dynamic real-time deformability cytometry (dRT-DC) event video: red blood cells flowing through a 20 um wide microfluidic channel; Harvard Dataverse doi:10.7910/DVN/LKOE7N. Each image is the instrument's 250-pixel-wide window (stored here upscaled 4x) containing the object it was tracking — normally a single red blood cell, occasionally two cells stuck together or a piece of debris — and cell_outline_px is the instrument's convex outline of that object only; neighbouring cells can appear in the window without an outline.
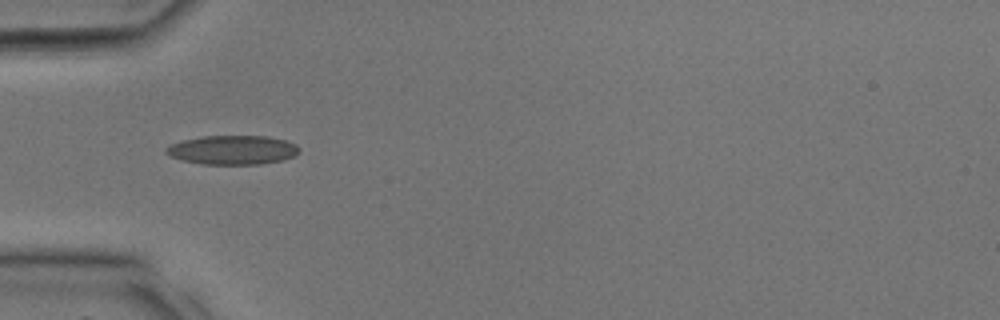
{"species": "common noctule bat (a hibernating species)", "species_latin": "Nyctalus noctula", "temperature_condition": "room temperature", "stored_images_in_passage": 31, "camera_frame_rate_fps": 3000, "um_per_image_px": 0.085, "animal": {"sex": "male", "body_mass_g": 17.9, "forearm_length_mm": 54.2}, "frame": {"image": 1, "passage_image": 10, "time_ms": 3.0, "image_size_px": [1000, 320], "cell_outline_px": [[300, 148], [292, 156], [284, 160], [260, 164], [204, 164], [184, 160], [172, 156], [164, 152], [164, 148], [172, 144], [184, 140], [204, 136], [268, 136], [284, 140], [296, 144]], "centroid_in_image_um": [19.78, 12.74], "position_along_channel_um": 65.2, "area_um2": 22.31}}
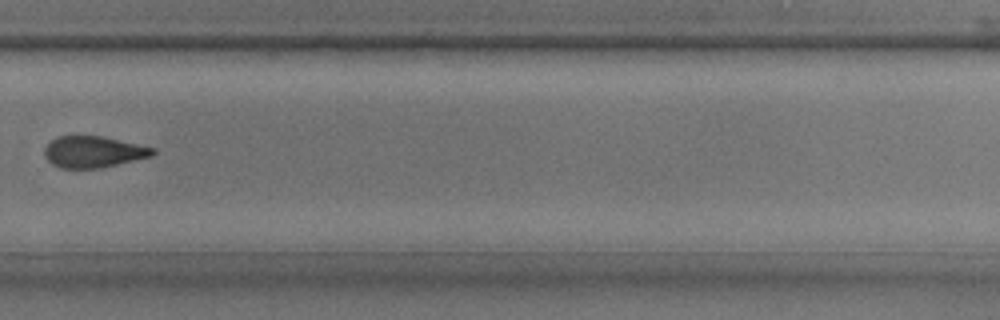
{"frame": {"image": 2, "passage_image": 22, "time_ms": 7.0, "image_size_px": [1000, 320], "cell_outline_px": [[156, 152], [152, 156], [100, 168], [60, 168], [52, 164], [44, 156], [44, 148], [56, 136], [104, 136], [156, 148]], "centroid_in_image_um": [7.94, 12.9], "position_along_channel_um": 321.9, "area_um2": 19.88}}
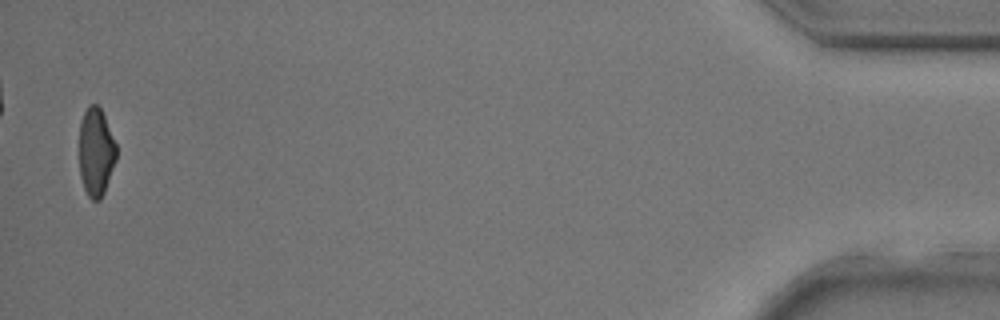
{"frame": {"image": 3, "passage_image": 31, "time_ms": 10.0, "image_size_px": [1000, 320], "cell_outline_px": [[116, 160], [104, 192], [100, 200], [92, 200], [88, 196], [84, 188], [80, 176], [80, 120], [88, 104], [96, 104], [100, 108], [104, 116], [116, 144]], "centroid_in_image_um": [8.15, 12.92], "position_along_channel_um": 427.0, "area_um2": 18.96}}